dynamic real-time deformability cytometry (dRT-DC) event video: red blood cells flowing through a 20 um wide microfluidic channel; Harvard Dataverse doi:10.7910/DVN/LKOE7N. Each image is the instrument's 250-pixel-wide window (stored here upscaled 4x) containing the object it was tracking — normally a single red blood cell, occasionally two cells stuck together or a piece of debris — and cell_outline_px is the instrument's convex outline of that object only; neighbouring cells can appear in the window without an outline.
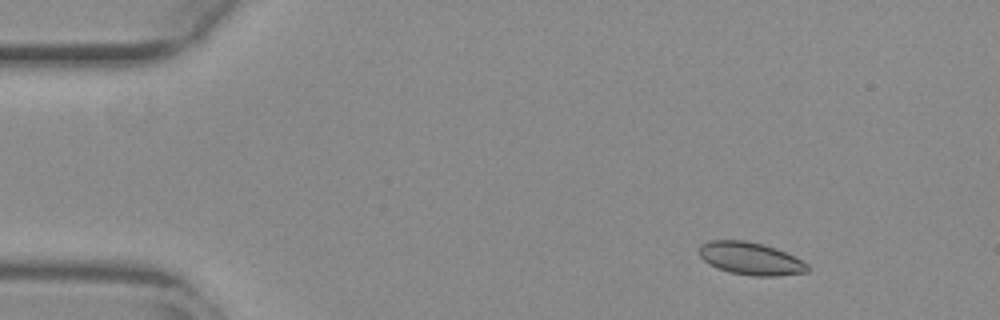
{"species": "common noctule bat (a hibernating species)", "species_latin": "Nyctalus noctula", "temperature_condition": "warm", "stored_images_in_passage": 54, "camera_frame_rate_fps": 3000, "um_per_image_px": 0.085, "animal": {"sex": "female", "body_mass_g": 29.2, "forearm_length_mm": 56.3}, "frame": {"image": 1, "passage_image": 7, "time_ms": 2.0, "image_size_px": [1000, 320], "cell_outline_px": [[812, 268], [808, 272], [776, 276], [752, 276], [728, 272], [708, 264], [700, 256], [700, 244], [708, 240], [744, 240], [764, 244], [776, 248], [808, 264]], "centroid_in_image_um": [63.8, 21.98], "position_along_channel_um": 21.2, "area_um2": 20.69}}
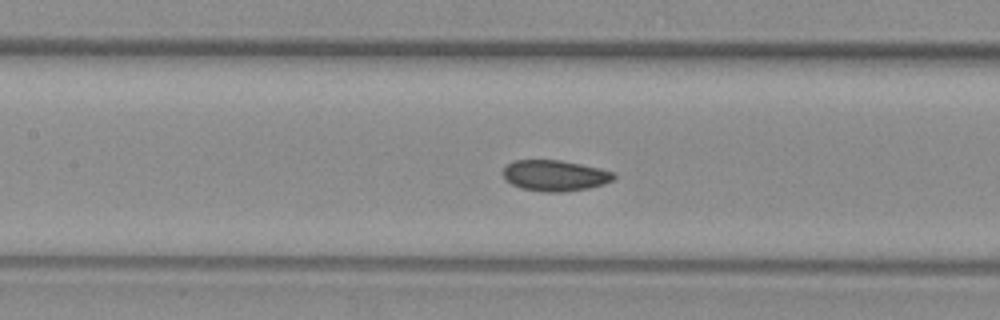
{"frame": {"image": 2, "passage_image": 25, "time_ms": 8.0, "image_size_px": [1000, 320], "cell_outline_px": [[616, 176], [612, 180], [604, 184], [588, 188], [564, 192], [544, 192], [520, 188], [512, 184], [500, 172], [512, 160], [560, 160], [600, 168], [612, 172]], "centroid_in_image_um": [47.15, 14.92], "position_along_channel_um": 160.3, "area_um2": 19.94}}
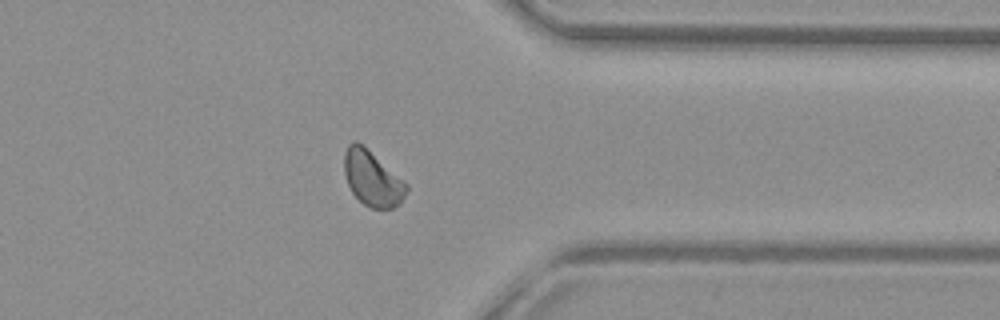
{"frame": {"image": 3, "passage_image": 43, "time_ms": 14.0, "image_size_px": [1000, 320], "cell_outline_px": [[408, 192], [400, 204], [392, 208], [368, 208], [352, 192], [348, 184], [344, 172], [344, 152], [348, 144], [352, 140], [356, 140], [364, 144], [404, 180], [408, 184]], "centroid_in_image_um": [31.66, 15.13], "position_along_channel_um": 379.7, "area_um2": 20.4}, "authors_computed_cell_mechanics": {"area_um2": 20.2589, "velocity_mm_per_s": 3.805, "shape_relaxation_time_tau1_ms": null, "shape_relaxation_time_tau2_ms": 1.6713, "deformation_change_tau1": null, "deformation_change_tau2": 0.0384}}